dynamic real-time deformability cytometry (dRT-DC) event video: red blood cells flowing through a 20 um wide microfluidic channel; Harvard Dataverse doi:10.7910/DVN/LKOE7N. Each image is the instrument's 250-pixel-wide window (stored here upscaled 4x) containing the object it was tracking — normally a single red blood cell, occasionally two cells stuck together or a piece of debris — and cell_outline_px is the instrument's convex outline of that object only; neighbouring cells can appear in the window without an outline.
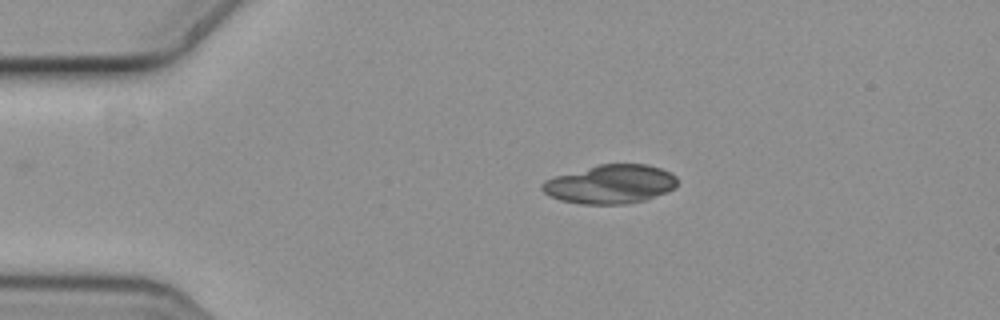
{"species": "common noctule bat (a hibernating species)", "species_latin": "Nyctalus noctula", "temperature_condition": "cold", "stored_images_in_passage": 9, "segment_of_instrument_passage": [1, 2], "camera_frame_rate_fps": 3000, "um_per_image_px": 0.085, "animal": {"sex": "female", "body_mass_g": 19.3, "forearm_length_mm": 54.1}, "frame": {"image": 1, "passage_image": 1, "time_ms": 0.0, "image_size_px": [1000, 320], "cell_outline_px": [[676, 184], [668, 192], [644, 200], [628, 204], [580, 204], [560, 200], [548, 196], [540, 188], [540, 184], [544, 180], [556, 176], [600, 164], [648, 164], [660, 168], [676, 176]], "centroid_in_image_um": [51.85, 15.66], "position_along_channel_um": 33.2, "area_um2": 30.52}}